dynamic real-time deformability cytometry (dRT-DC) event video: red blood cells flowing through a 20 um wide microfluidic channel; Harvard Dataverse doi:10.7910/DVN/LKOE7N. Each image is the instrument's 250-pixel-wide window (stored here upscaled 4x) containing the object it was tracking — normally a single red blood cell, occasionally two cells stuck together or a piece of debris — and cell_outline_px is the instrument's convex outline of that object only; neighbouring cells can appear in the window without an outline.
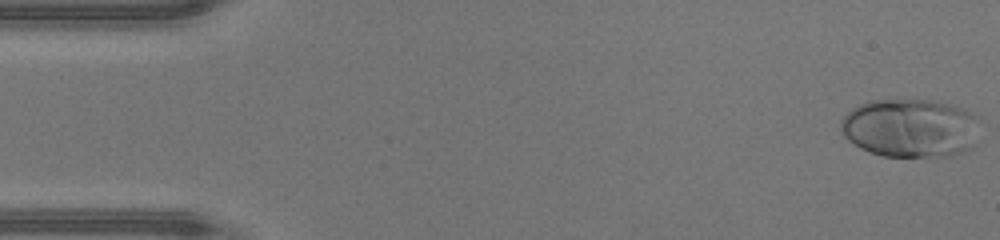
{"species": "human", "species_latin": "Homo sapiens", "temperature_condition": "warm", "stored_images_in_passage": 45, "camera_frame_rate_fps": 3000, "um_per_image_px": 0.085, "donor": {"sex": "male"}, "frame": {"image": 1, "passage_image": 1, "time_ms": 0.0, "image_size_px": [1000, 240], "cell_outline_px": [[980, 120], [976, 144], [972, 148], [948, 156], [880, 156], [860, 148], [848, 140], [840, 132], [840, 120], [852, 108], [868, 100], [936, 100], [952, 104], [964, 108], [972, 112]], "centroid_in_image_um": [77.41, 10.87], "position_along_channel_um": 7.6, "area_um2": 48.26}}
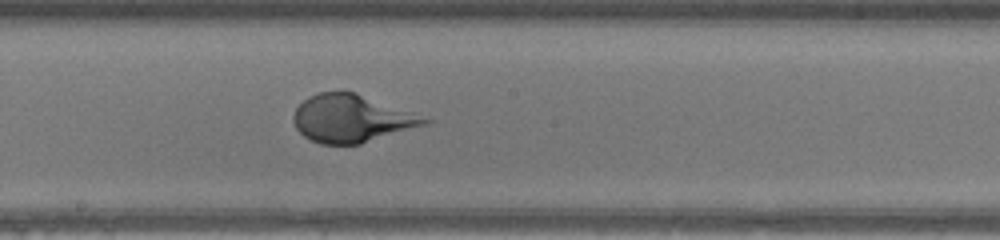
{"frame": {"image": 2, "passage_image": 25, "time_ms": 8.0, "image_size_px": [1000, 240], "cell_outline_px": [[432, 120], [428, 124], [360, 144], [320, 144], [304, 136], [296, 128], [292, 120], [292, 116], [296, 108], [308, 96], [320, 92], [356, 92], [412, 112]], "centroid_in_image_um": [29.87, 10.08], "position_along_channel_um": 218.3, "area_um2": 36.18}}
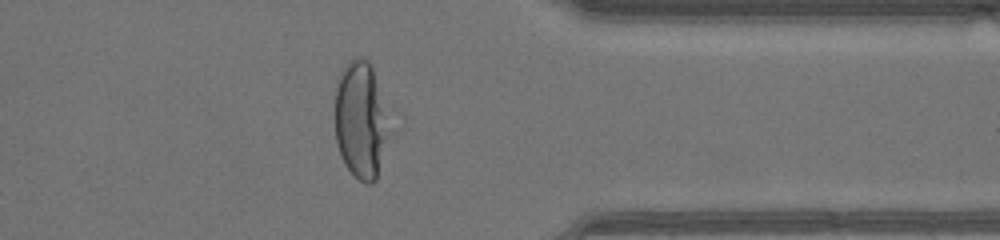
{"frame": {"image": 3, "passage_image": 37, "time_ms": 12.0, "image_size_px": [1000, 240], "cell_outline_px": [[396, 132], [376, 180], [372, 184], [368, 184], [360, 180], [344, 164], [340, 156], [336, 144], [336, 88], [340, 72], [348, 60], [356, 56], [364, 56], [372, 64]], "centroid_in_image_um": [30.79, 10.22], "position_along_channel_um": 380.6, "area_um2": 39.3}, "authors_computed_cell_mechanics": {"area_um2": 39.593, "velocity_mm_per_s": 4.3558, "shape_relaxation_time_tau1_ms": 3.2968, "shape_relaxation_time_tau2_ms": null, "deformation_change_tau1": 0.2651, "deformation_change_tau2": null}}